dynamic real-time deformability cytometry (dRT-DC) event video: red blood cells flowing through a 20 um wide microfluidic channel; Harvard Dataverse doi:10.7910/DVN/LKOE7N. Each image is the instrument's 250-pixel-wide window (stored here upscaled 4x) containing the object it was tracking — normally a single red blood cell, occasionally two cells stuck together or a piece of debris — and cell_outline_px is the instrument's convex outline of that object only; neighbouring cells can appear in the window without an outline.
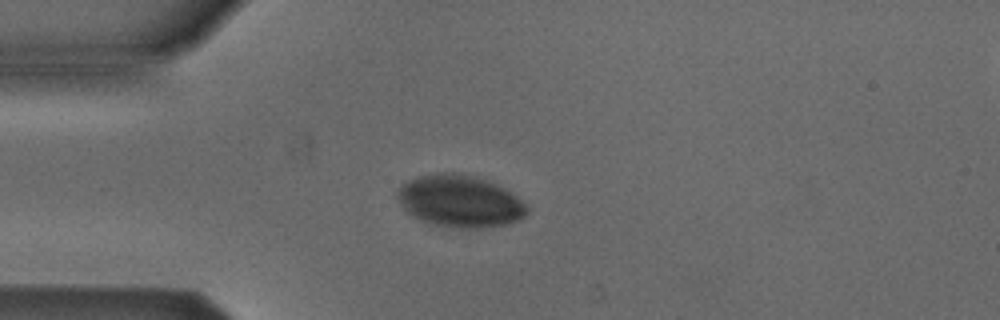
{"species": "Egyptian fruit bat (a non-hibernating species)", "species_latin": "Rousettus aegyptiacus", "temperature_condition": "cold", "stored_images_in_passage": 1, "camera_frame_rate_fps": 3000, "um_per_image_px": 0.085, "animal": {"sex": "male"}, "frame": {"image": 1, "passage_image": 1, "time_ms": 0.0, "image_size_px": [1000, 320], "cell_outline_px": [[528, 212], [520, 220], [508, 224], [484, 228], [460, 228], [436, 224], [412, 216], [400, 204], [396, 196], [396, 192], [400, 184], [416, 176], [440, 172], [456, 172], [488, 180], [504, 188], [516, 196], [528, 208]], "centroid_in_image_um": [39.07, 17.08], "position_along_channel_um": 45.9, "area_um2": 39.36}}